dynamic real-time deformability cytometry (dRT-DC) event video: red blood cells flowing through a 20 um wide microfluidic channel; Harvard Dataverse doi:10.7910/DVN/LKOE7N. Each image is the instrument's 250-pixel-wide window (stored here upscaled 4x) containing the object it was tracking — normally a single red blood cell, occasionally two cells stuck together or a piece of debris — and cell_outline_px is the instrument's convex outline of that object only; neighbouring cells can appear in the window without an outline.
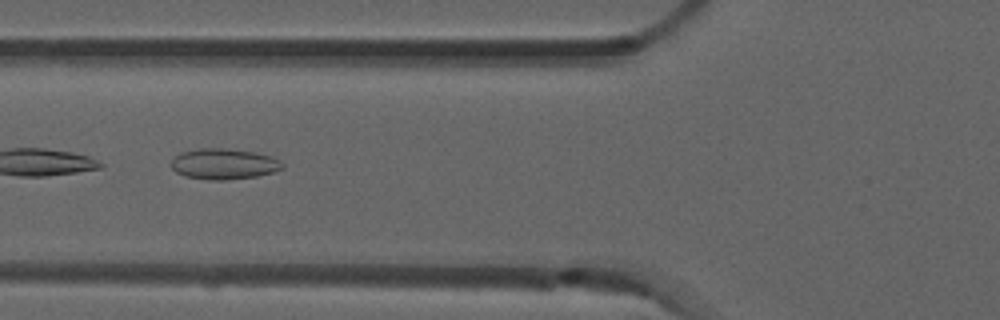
{"species": "common noctule bat (a hibernating species)", "species_latin": "Nyctalus noctula", "temperature_condition": "room temperature", "stored_images_in_passage": 7, "camera_frame_rate_fps": 3000, "um_per_image_px": 0.085, "animal": {"sex": "male", "forearm_length_mm": 52.5}, "frame": {"image": 1, "passage_image": 6, "time_ms": 1.667, "image_size_px": [1000, 320], "cell_outline_px": [[284, 168], [272, 172], [256, 176], [224, 180], [212, 180], [184, 176], [176, 172], [172, 168], [172, 156], [180, 152], [200, 148], [220, 148], [256, 152], [272, 156], [280, 160], [284, 164]], "centroid_in_image_um": [19.02, 13.92], "position_along_channel_um": 106.8, "area_um2": 20.0}}
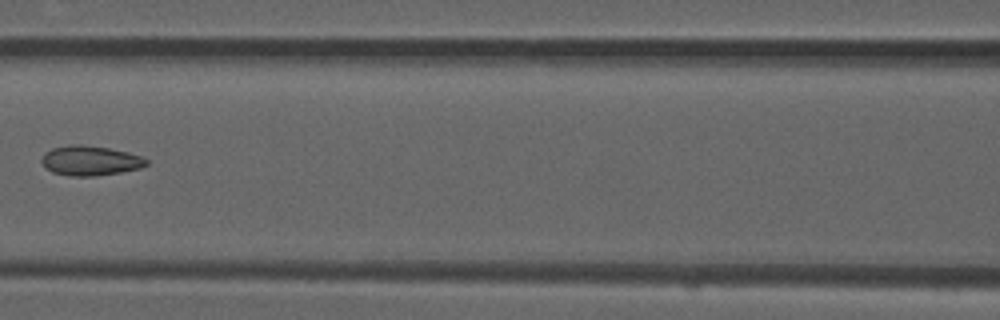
{"frame": {"image": 2, "passage_image": 7, "time_ms": 2.0, "image_size_px": [1000, 320], "cell_outline_px": [[148, 164], [140, 168], [120, 172], [96, 176], [68, 176], [52, 172], [40, 160], [44, 152], [52, 148], [72, 144], [80, 144], [108, 148], [128, 152], [140, 156], [148, 160]], "centroid_in_image_um": [7.66, 13.65], "position_along_channel_um": 158.9, "area_um2": 18.15}}